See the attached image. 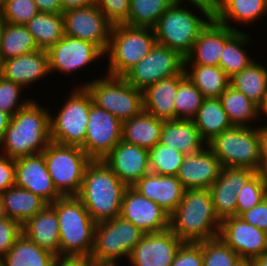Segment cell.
<instances>
[{
	"label": "cell",
	"instance_id": "1",
	"mask_svg": "<svg viewBox=\"0 0 267 266\" xmlns=\"http://www.w3.org/2000/svg\"><path fill=\"white\" fill-rule=\"evenodd\" d=\"M50 110L32 99L11 116L0 154L12 159L42 153L51 142Z\"/></svg>",
	"mask_w": 267,
	"mask_h": 266
},
{
	"label": "cell",
	"instance_id": "2",
	"mask_svg": "<svg viewBox=\"0 0 267 266\" xmlns=\"http://www.w3.org/2000/svg\"><path fill=\"white\" fill-rule=\"evenodd\" d=\"M126 188L103 159L91 160L76 196L97 224L120 216Z\"/></svg>",
	"mask_w": 267,
	"mask_h": 266
},
{
	"label": "cell",
	"instance_id": "3",
	"mask_svg": "<svg viewBox=\"0 0 267 266\" xmlns=\"http://www.w3.org/2000/svg\"><path fill=\"white\" fill-rule=\"evenodd\" d=\"M209 189L185 190L183 199L169 215V229L183 242H201L219 235Z\"/></svg>",
	"mask_w": 267,
	"mask_h": 266
},
{
	"label": "cell",
	"instance_id": "4",
	"mask_svg": "<svg viewBox=\"0 0 267 266\" xmlns=\"http://www.w3.org/2000/svg\"><path fill=\"white\" fill-rule=\"evenodd\" d=\"M59 225L60 256L90 257L95 222L77 196H62L50 204Z\"/></svg>",
	"mask_w": 267,
	"mask_h": 266
},
{
	"label": "cell",
	"instance_id": "5",
	"mask_svg": "<svg viewBox=\"0 0 267 266\" xmlns=\"http://www.w3.org/2000/svg\"><path fill=\"white\" fill-rule=\"evenodd\" d=\"M157 43L153 28L126 24L113 25L104 56L108 59L107 75L123 77L144 58Z\"/></svg>",
	"mask_w": 267,
	"mask_h": 266
},
{
	"label": "cell",
	"instance_id": "6",
	"mask_svg": "<svg viewBox=\"0 0 267 266\" xmlns=\"http://www.w3.org/2000/svg\"><path fill=\"white\" fill-rule=\"evenodd\" d=\"M81 84L75 86L85 87L91 95L93 104L111 113L121 122L143 111V92L123 77L105 74L101 78Z\"/></svg>",
	"mask_w": 267,
	"mask_h": 266
},
{
	"label": "cell",
	"instance_id": "7",
	"mask_svg": "<svg viewBox=\"0 0 267 266\" xmlns=\"http://www.w3.org/2000/svg\"><path fill=\"white\" fill-rule=\"evenodd\" d=\"M184 6L172 3L153 27V32L158 44L178 51L185 58L212 18H201L194 9Z\"/></svg>",
	"mask_w": 267,
	"mask_h": 266
},
{
	"label": "cell",
	"instance_id": "8",
	"mask_svg": "<svg viewBox=\"0 0 267 266\" xmlns=\"http://www.w3.org/2000/svg\"><path fill=\"white\" fill-rule=\"evenodd\" d=\"M207 146L219 159L222 167L249 168L259 172L262 166L257 125L236 127L215 136Z\"/></svg>",
	"mask_w": 267,
	"mask_h": 266
},
{
	"label": "cell",
	"instance_id": "9",
	"mask_svg": "<svg viewBox=\"0 0 267 266\" xmlns=\"http://www.w3.org/2000/svg\"><path fill=\"white\" fill-rule=\"evenodd\" d=\"M144 234L121 216L97 223L90 258L94 264L117 265L120 259H129L133 248Z\"/></svg>",
	"mask_w": 267,
	"mask_h": 266
},
{
	"label": "cell",
	"instance_id": "10",
	"mask_svg": "<svg viewBox=\"0 0 267 266\" xmlns=\"http://www.w3.org/2000/svg\"><path fill=\"white\" fill-rule=\"evenodd\" d=\"M92 104L91 95L85 87L73 88L55 116L50 114L51 141L81 147L84 144Z\"/></svg>",
	"mask_w": 267,
	"mask_h": 266
},
{
	"label": "cell",
	"instance_id": "11",
	"mask_svg": "<svg viewBox=\"0 0 267 266\" xmlns=\"http://www.w3.org/2000/svg\"><path fill=\"white\" fill-rule=\"evenodd\" d=\"M53 184L62 196H76L92 160L79 146L50 142L42 152Z\"/></svg>",
	"mask_w": 267,
	"mask_h": 266
},
{
	"label": "cell",
	"instance_id": "12",
	"mask_svg": "<svg viewBox=\"0 0 267 266\" xmlns=\"http://www.w3.org/2000/svg\"><path fill=\"white\" fill-rule=\"evenodd\" d=\"M184 60L178 51L156 43L123 78L138 90L144 91L164 78L180 74L184 70Z\"/></svg>",
	"mask_w": 267,
	"mask_h": 266
},
{
	"label": "cell",
	"instance_id": "13",
	"mask_svg": "<svg viewBox=\"0 0 267 266\" xmlns=\"http://www.w3.org/2000/svg\"><path fill=\"white\" fill-rule=\"evenodd\" d=\"M64 34L87 40L107 51L113 24L100 11L96 3L82 8H74L62 13Z\"/></svg>",
	"mask_w": 267,
	"mask_h": 266
},
{
	"label": "cell",
	"instance_id": "14",
	"mask_svg": "<svg viewBox=\"0 0 267 266\" xmlns=\"http://www.w3.org/2000/svg\"><path fill=\"white\" fill-rule=\"evenodd\" d=\"M122 138V122L111 113L92 104L81 148L92 160L103 159Z\"/></svg>",
	"mask_w": 267,
	"mask_h": 266
},
{
	"label": "cell",
	"instance_id": "15",
	"mask_svg": "<svg viewBox=\"0 0 267 266\" xmlns=\"http://www.w3.org/2000/svg\"><path fill=\"white\" fill-rule=\"evenodd\" d=\"M51 75L72 74L104 58V52L90 41L65 35L47 50Z\"/></svg>",
	"mask_w": 267,
	"mask_h": 266
},
{
	"label": "cell",
	"instance_id": "16",
	"mask_svg": "<svg viewBox=\"0 0 267 266\" xmlns=\"http://www.w3.org/2000/svg\"><path fill=\"white\" fill-rule=\"evenodd\" d=\"M218 236L240 259L253 260L267 254V233L239 216L221 221Z\"/></svg>",
	"mask_w": 267,
	"mask_h": 266
},
{
	"label": "cell",
	"instance_id": "17",
	"mask_svg": "<svg viewBox=\"0 0 267 266\" xmlns=\"http://www.w3.org/2000/svg\"><path fill=\"white\" fill-rule=\"evenodd\" d=\"M120 216L145 234L169 229V214L132 187H127L123 194Z\"/></svg>",
	"mask_w": 267,
	"mask_h": 266
},
{
	"label": "cell",
	"instance_id": "18",
	"mask_svg": "<svg viewBox=\"0 0 267 266\" xmlns=\"http://www.w3.org/2000/svg\"><path fill=\"white\" fill-rule=\"evenodd\" d=\"M182 243L170 229L144 234L126 260L132 266H171Z\"/></svg>",
	"mask_w": 267,
	"mask_h": 266
},
{
	"label": "cell",
	"instance_id": "19",
	"mask_svg": "<svg viewBox=\"0 0 267 266\" xmlns=\"http://www.w3.org/2000/svg\"><path fill=\"white\" fill-rule=\"evenodd\" d=\"M15 186L34 193L47 204L62 197L48 173L43 153L15 159Z\"/></svg>",
	"mask_w": 267,
	"mask_h": 266
},
{
	"label": "cell",
	"instance_id": "20",
	"mask_svg": "<svg viewBox=\"0 0 267 266\" xmlns=\"http://www.w3.org/2000/svg\"><path fill=\"white\" fill-rule=\"evenodd\" d=\"M256 173L239 167H222L218 178L209 188L215 213L220 221L237 216V194Z\"/></svg>",
	"mask_w": 267,
	"mask_h": 266
},
{
	"label": "cell",
	"instance_id": "21",
	"mask_svg": "<svg viewBox=\"0 0 267 266\" xmlns=\"http://www.w3.org/2000/svg\"><path fill=\"white\" fill-rule=\"evenodd\" d=\"M103 161L127 187H132L150 172L149 150L122 140Z\"/></svg>",
	"mask_w": 267,
	"mask_h": 266
},
{
	"label": "cell",
	"instance_id": "22",
	"mask_svg": "<svg viewBox=\"0 0 267 266\" xmlns=\"http://www.w3.org/2000/svg\"><path fill=\"white\" fill-rule=\"evenodd\" d=\"M221 168L219 159L205 146L197 153L184 156L176 177L185 190L209 189L218 178Z\"/></svg>",
	"mask_w": 267,
	"mask_h": 266
},
{
	"label": "cell",
	"instance_id": "23",
	"mask_svg": "<svg viewBox=\"0 0 267 266\" xmlns=\"http://www.w3.org/2000/svg\"><path fill=\"white\" fill-rule=\"evenodd\" d=\"M212 18L200 31L184 65L219 66L224 44L237 32Z\"/></svg>",
	"mask_w": 267,
	"mask_h": 266
},
{
	"label": "cell",
	"instance_id": "24",
	"mask_svg": "<svg viewBox=\"0 0 267 266\" xmlns=\"http://www.w3.org/2000/svg\"><path fill=\"white\" fill-rule=\"evenodd\" d=\"M0 75L23 88L51 75L47 50L39 49L0 63Z\"/></svg>",
	"mask_w": 267,
	"mask_h": 266
},
{
	"label": "cell",
	"instance_id": "25",
	"mask_svg": "<svg viewBox=\"0 0 267 266\" xmlns=\"http://www.w3.org/2000/svg\"><path fill=\"white\" fill-rule=\"evenodd\" d=\"M132 188L156 202L169 215L183 199L185 188L176 176L147 173Z\"/></svg>",
	"mask_w": 267,
	"mask_h": 266
},
{
	"label": "cell",
	"instance_id": "26",
	"mask_svg": "<svg viewBox=\"0 0 267 266\" xmlns=\"http://www.w3.org/2000/svg\"><path fill=\"white\" fill-rule=\"evenodd\" d=\"M185 76L180 74L164 78L147 87L143 92V110L162 120L175 119L174 100L179 81Z\"/></svg>",
	"mask_w": 267,
	"mask_h": 266
},
{
	"label": "cell",
	"instance_id": "27",
	"mask_svg": "<svg viewBox=\"0 0 267 266\" xmlns=\"http://www.w3.org/2000/svg\"><path fill=\"white\" fill-rule=\"evenodd\" d=\"M22 234L40 248L60 256L58 218L50 204L22 225Z\"/></svg>",
	"mask_w": 267,
	"mask_h": 266
},
{
	"label": "cell",
	"instance_id": "28",
	"mask_svg": "<svg viewBox=\"0 0 267 266\" xmlns=\"http://www.w3.org/2000/svg\"><path fill=\"white\" fill-rule=\"evenodd\" d=\"M159 143L185 155L197 153L207 146L191 119L164 120Z\"/></svg>",
	"mask_w": 267,
	"mask_h": 266
},
{
	"label": "cell",
	"instance_id": "29",
	"mask_svg": "<svg viewBox=\"0 0 267 266\" xmlns=\"http://www.w3.org/2000/svg\"><path fill=\"white\" fill-rule=\"evenodd\" d=\"M265 16H267L266 0H220L214 19L222 25L239 31L231 26L232 22L249 25L260 21Z\"/></svg>",
	"mask_w": 267,
	"mask_h": 266
},
{
	"label": "cell",
	"instance_id": "30",
	"mask_svg": "<svg viewBox=\"0 0 267 266\" xmlns=\"http://www.w3.org/2000/svg\"><path fill=\"white\" fill-rule=\"evenodd\" d=\"M164 120L144 110L122 122V141L150 150L160 142Z\"/></svg>",
	"mask_w": 267,
	"mask_h": 266
},
{
	"label": "cell",
	"instance_id": "31",
	"mask_svg": "<svg viewBox=\"0 0 267 266\" xmlns=\"http://www.w3.org/2000/svg\"><path fill=\"white\" fill-rule=\"evenodd\" d=\"M2 197L6 216L21 226L48 205L39 196L15 185L2 193Z\"/></svg>",
	"mask_w": 267,
	"mask_h": 266
},
{
	"label": "cell",
	"instance_id": "32",
	"mask_svg": "<svg viewBox=\"0 0 267 266\" xmlns=\"http://www.w3.org/2000/svg\"><path fill=\"white\" fill-rule=\"evenodd\" d=\"M192 120L206 143L233 127L219 98H204Z\"/></svg>",
	"mask_w": 267,
	"mask_h": 266
},
{
	"label": "cell",
	"instance_id": "33",
	"mask_svg": "<svg viewBox=\"0 0 267 266\" xmlns=\"http://www.w3.org/2000/svg\"><path fill=\"white\" fill-rule=\"evenodd\" d=\"M55 255L21 234L0 259L1 266H53Z\"/></svg>",
	"mask_w": 267,
	"mask_h": 266
},
{
	"label": "cell",
	"instance_id": "34",
	"mask_svg": "<svg viewBox=\"0 0 267 266\" xmlns=\"http://www.w3.org/2000/svg\"><path fill=\"white\" fill-rule=\"evenodd\" d=\"M184 71L204 98H219L230 86V78L220 66L184 65Z\"/></svg>",
	"mask_w": 267,
	"mask_h": 266
},
{
	"label": "cell",
	"instance_id": "35",
	"mask_svg": "<svg viewBox=\"0 0 267 266\" xmlns=\"http://www.w3.org/2000/svg\"><path fill=\"white\" fill-rule=\"evenodd\" d=\"M230 86L260 106L267 95V66L256 60L253 61L240 73L230 78Z\"/></svg>",
	"mask_w": 267,
	"mask_h": 266
},
{
	"label": "cell",
	"instance_id": "36",
	"mask_svg": "<svg viewBox=\"0 0 267 266\" xmlns=\"http://www.w3.org/2000/svg\"><path fill=\"white\" fill-rule=\"evenodd\" d=\"M232 126L252 127L259 116V106L252 102L245 94L229 86L219 97ZM260 117V119H259Z\"/></svg>",
	"mask_w": 267,
	"mask_h": 266
},
{
	"label": "cell",
	"instance_id": "37",
	"mask_svg": "<svg viewBox=\"0 0 267 266\" xmlns=\"http://www.w3.org/2000/svg\"><path fill=\"white\" fill-rule=\"evenodd\" d=\"M25 26L32 34L39 49L48 50L64 36L62 13L39 12Z\"/></svg>",
	"mask_w": 267,
	"mask_h": 266
},
{
	"label": "cell",
	"instance_id": "38",
	"mask_svg": "<svg viewBox=\"0 0 267 266\" xmlns=\"http://www.w3.org/2000/svg\"><path fill=\"white\" fill-rule=\"evenodd\" d=\"M240 29L225 44L220 54L219 66L224 70L229 78L240 73L248 67L252 60L251 55L246 51V46L250 45L251 37ZM249 42V43H248Z\"/></svg>",
	"mask_w": 267,
	"mask_h": 266
},
{
	"label": "cell",
	"instance_id": "39",
	"mask_svg": "<svg viewBox=\"0 0 267 266\" xmlns=\"http://www.w3.org/2000/svg\"><path fill=\"white\" fill-rule=\"evenodd\" d=\"M39 50L25 25L5 23L0 42V63Z\"/></svg>",
	"mask_w": 267,
	"mask_h": 266
},
{
	"label": "cell",
	"instance_id": "40",
	"mask_svg": "<svg viewBox=\"0 0 267 266\" xmlns=\"http://www.w3.org/2000/svg\"><path fill=\"white\" fill-rule=\"evenodd\" d=\"M172 3V0H130L128 19L124 24L153 28Z\"/></svg>",
	"mask_w": 267,
	"mask_h": 266
},
{
	"label": "cell",
	"instance_id": "41",
	"mask_svg": "<svg viewBox=\"0 0 267 266\" xmlns=\"http://www.w3.org/2000/svg\"><path fill=\"white\" fill-rule=\"evenodd\" d=\"M204 97L186 75L179 81L174 106L175 119H193Z\"/></svg>",
	"mask_w": 267,
	"mask_h": 266
},
{
	"label": "cell",
	"instance_id": "42",
	"mask_svg": "<svg viewBox=\"0 0 267 266\" xmlns=\"http://www.w3.org/2000/svg\"><path fill=\"white\" fill-rule=\"evenodd\" d=\"M185 154L161 143L149 150L150 172L159 175L176 176Z\"/></svg>",
	"mask_w": 267,
	"mask_h": 266
},
{
	"label": "cell",
	"instance_id": "43",
	"mask_svg": "<svg viewBox=\"0 0 267 266\" xmlns=\"http://www.w3.org/2000/svg\"><path fill=\"white\" fill-rule=\"evenodd\" d=\"M203 266H235L240 260L220 237L202 241Z\"/></svg>",
	"mask_w": 267,
	"mask_h": 266
},
{
	"label": "cell",
	"instance_id": "44",
	"mask_svg": "<svg viewBox=\"0 0 267 266\" xmlns=\"http://www.w3.org/2000/svg\"><path fill=\"white\" fill-rule=\"evenodd\" d=\"M267 196L266 185L262 176L256 172L237 194V216L252 209Z\"/></svg>",
	"mask_w": 267,
	"mask_h": 266
},
{
	"label": "cell",
	"instance_id": "45",
	"mask_svg": "<svg viewBox=\"0 0 267 266\" xmlns=\"http://www.w3.org/2000/svg\"><path fill=\"white\" fill-rule=\"evenodd\" d=\"M0 9L6 23L20 25L40 12L33 0H5Z\"/></svg>",
	"mask_w": 267,
	"mask_h": 266
},
{
	"label": "cell",
	"instance_id": "46",
	"mask_svg": "<svg viewBox=\"0 0 267 266\" xmlns=\"http://www.w3.org/2000/svg\"><path fill=\"white\" fill-rule=\"evenodd\" d=\"M23 89L19 84L0 75V110L13 116L18 110L25 107L32 98L22 100Z\"/></svg>",
	"mask_w": 267,
	"mask_h": 266
},
{
	"label": "cell",
	"instance_id": "47",
	"mask_svg": "<svg viewBox=\"0 0 267 266\" xmlns=\"http://www.w3.org/2000/svg\"><path fill=\"white\" fill-rule=\"evenodd\" d=\"M95 3L113 25L127 21L130 0H95Z\"/></svg>",
	"mask_w": 267,
	"mask_h": 266
},
{
	"label": "cell",
	"instance_id": "48",
	"mask_svg": "<svg viewBox=\"0 0 267 266\" xmlns=\"http://www.w3.org/2000/svg\"><path fill=\"white\" fill-rule=\"evenodd\" d=\"M171 266H203L202 241L183 242Z\"/></svg>",
	"mask_w": 267,
	"mask_h": 266
},
{
	"label": "cell",
	"instance_id": "49",
	"mask_svg": "<svg viewBox=\"0 0 267 266\" xmlns=\"http://www.w3.org/2000/svg\"><path fill=\"white\" fill-rule=\"evenodd\" d=\"M22 234V226L15 220H0V259L12 248L16 239Z\"/></svg>",
	"mask_w": 267,
	"mask_h": 266
},
{
	"label": "cell",
	"instance_id": "50",
	"mask_svg": "<svg viewBox=\"0 0 267 266\" xmlns=\"http://www.w3.org/2000/svg\"><path fill=\"white\" fill-rule=\"evenodd\" d=\"M239 217L267 233V196L252 209L243 212Z\"/></svg>",
	"mask_w": 267,
	"mask_h": 266
},
{
	"label": "cell",
	"instance_id": "51",
	"mask_svg": "<svg viewBox=\"0 0 267 266\" xmlns=\"http://www.w3.org/2000/svg\"><path fill=\"white\" fill-rule=\"evenodd\" d=\"M15 185V159L0 154V194Z\"/></svg>",
	"mask_w": 267,
	"mask_h": 266
},
{
	"label": "cell",
	"instance_id": "52",
	"mask_svg": "<svg viewBox=\"0 0 267 266\" xmlns=\"http://www.w3.org/2000/svg\"><path fill=\"white\" fill-rule=\"evenodd\" d=\"M173 3L182 5L183 2H187L188 6H194L200 10L202 17L214 18L217 15L220 0H172Z\"/></svg>",
	"mask_w": 267,
	"mask_h": 266
},
{
	"label": "cell",
	"instance_id": "53",
	"mask_svg": "<svg viewBox=\"0 0 267 266\" xmlns=\"http://www.w3.org/2000/svg\"><path fill=\"white\" fill-rule=\"evenodd\" d=\"M90 257L85 256H56L53 266H93Z\"/></svg>",
	"mask_w": 267,
	"mask_h": 266
},
{
	"label": "cell",
	"instance_id": "54",
	"mask_svg": "<svg viewBox=\"0 0 267 266\" xmlns=\"http://www.w3.org/2000/svg\"><path fill=\"white\" fill-rule=\"evenodd\" d=\"M40 12L44 13H62L60 0H33Z\"/></svg>",
	"mask_w": 267,
	"mask_h": 266
},
{
	"label": "cell",
	"instance_id": "55",
	"mask_svg": "<svg viewBox=\"0 0 267 266\" xmlns=\"http://www.w3.org/2000/svg\"><path fill=\"white\" fill-rule=\"evenodd\" d=\"M62 5V13L74 9L89 6L95 3V0H60Z\"/></svg>",
	"mask_w": 267,
	"mask_h": 266
},
{
	"label": "cell",
	"instance_id": "56",
	"mask_svg": "<svg viewBox=\"0 0 267 266\" xmlns=\"http://www.w3.org/2000/svg\"><path fill=\"white\" fill-rule=\"evenodd\" d=\"M258 134L260 140V151L262 160H267V125H258Z\"/></svg>",
	"mask_w": 267,
	"mask_h": 266
},
{
	"label": "cell",
	"instance_id": "57",
	"mask_svg": "<svg viewBox=\"0 0 267 266\" xmlns=\"http://www.w3.org/2000/svg\"><path fill=\"white\" fill-rule=\"evenodd\" d=\"M11 116L0 110V141L2 140L4 133L9 126Z\"/></svg>",
	"mask_w": 267,
	"mask_h": 266
},
{
	"label": "cell",
	"instance_id": "58",
	"mask_svg": "<svg viewBox=\"0 0 267 266\" xmlns=\"http://www.w3.org/2000/svg\"><path fill=\"white\" fill-rule=\"evenodd\" d=\"M259 116H263L262 118L264 119L265 117L266 119L264 120H267V95L265 96L262 104L259 106ZM265 125H267V122Z\"/></svg>",
	"mask_w": 267,
	"mask_h": 266
},
{
	"label": "cell",
	"instance_id": "59",
	"mask_svg": "<svg viewBox=\"0 0 267 266\" xmlns=\"http://www.w3.org/2000/svg\"><path fill=\"white\" fill-rule=\"evenodd\" d=\"M259 173L261 174L263 182L266 185L267 189V160H262V166Z\"/></svg>",
	"mask_w": 267,
	"mask_h": 266
},
{
	"label": "cell",
	"instance_id": "60",
	"mask_svg": "<svg viewBox=\"0 0 267 266\" xmlns=\"http://www.w3.org/2000/svg\"><path fill=\"white\" fill-rule=\"evenodd\" d=\"M252 261L254 266H267V254H263Z\"/></svg>",
	"mask_w": 267,
	"mask_h": 266
},
{
	"label": "cell",
	"instance_id": "61",
	"mask_svg": "<svg viewBox=\"0 0 267 266\" xmlns=\"http://www.w3.org/2000/svg\"><path fill=\"white\" fill-rule=\"evenodd\" d=\"M5 218H7V216L4 209L3 197L2 194H0V220H3Z\"/></svg>",
	"mask_w": 267,
	"mask_h": 266
},
{
	"label": "cell",
	"instance_id": "62",
	"mask_svg": "<svg viewBox=\"0 0 267 266\" xmlns=\"http://www.w3.org/2000/svg\"><path fill=\"white\" fill-rule=\"evenodd\" d=\"M235 266H254L252 260L240 259Z\"/></svg>",
	"mask_w": 267,
	"mask_h": 266
},
{
	"label": "cell",
	"instance_id": "63",
	"mask_svg": "<svg viewBox=\"0 0 267 266\" xmlns=\"http://www.w3.org/2000/svg\"><path fill=\"white\" fill-rule=\"evenodd\" d=\"M5 20L2 16V12H1V9H0V42H1V36H2V32H3V28L5 26Z\"/></svg>",
	"mask_w": 267,
	"mask_h": 266
},
{
	"label": "cell",
	"instance_id": "64",
	"mask_svg": "<svg viewBox=\"0 0 267 266\" xmlns=\"http://www.w3.org/2000/svg\"><path fill=\"white\" fill-rule=\"evenodd\" d=\"M120 263H118L117 265H113V264H94L93 266H118Z\"/></svg>",
	"mask_w": 267,
	"mask_h": 266
},
{
	"label": "cell",
	"instance_id": "65",
	"mask_svg": "<svg viewBox=\"0 0 267 266\" xmlns=\"http://www.w3.org/2000/svg\"><path fill=\"white\" fill-rule=\"evenodd\" d=\"M5 0H0V7L3 5Z\"/></svg>",
	"mask_w": 267,
	"mask_h": 266
}]
</instances>
